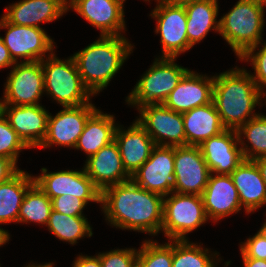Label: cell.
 Segmentation results:
<instances>
[{"label": "cell", "mask_w": 266, "mask_h": 267, "mask_svg": "<svg viewBox=\"0 0 266 267\" xmlns=\"http://www.w3.org/2000/svg\"><path fill=\"white\" fill-rule=\"evenodd\" d=\"M239 136V144L244 160H255L266 157V116L258 114L250 119L237 130ZM246 137L248 143H251V148L244 145L242 138ZM243 146V147H242ZM249 147V148H248Z\"/></svg>", "instance_id": "obj_30"}, {"label": "cell", "mask_w": 266, "mask_h": 267, "mask_svg": "<svg viewBox=\"0 0 266 267\" xmlns=\"http://www.w3.org/2000/svg\"><path fill=\"white\" fill-rule=\"evenodd\" d=\"M237 130L226 129L199 147L211 173L230 175L244 160Z\"/></svg>", "instance_id": "obj_17"}, {"label": "cell", "mask_w": 266, "mask_h": 267, "mask_svg": "<svg viewBox=\"0 0 266 267\" xmlns=\"http://www.w3.org/2000/svg\"><path fill=\"white\" fill-rule=\"evenodd\" d=\"M4 107H5V103H4V100H2L0 101V118L4 115Z\"/></svg>", "instance_id": "obj_49"}, {"label": "cell", "mask_w": 266, "mask_h": 267, "mask_svg": "<svg viewBox=\"0 0 266 267\" xmlns=\"http://www.w3.org/2000/svg\"><path fill=\"white\" fill-rule=\"evenodd\" d=\"M123 0H75L72 8L101 31L100 36H123L125 30Z\"/></svg>", "instance_id": "obj_16"}, {"label": "cell", "mask_w": 266, "mask_h": 267, "mask_svg": "<svg viewBox=\"0 0 266 267\" xmlns=\"http://www.w3.org/2000/svg\"><path fill=\"white\" fill-rule=\"evenodd\" d=\"M213 83L214 76L210 78L189 70L163 104L177 113L209 104L212 102Z\"/></svg>", "instance_id": "obj_20"}, {"label": "cell", "mask_w": 266, "mask_h": 267, "mask_svg": "<svg viewBox=\"0 0 266 267\" xmlns=\"http://www.w3.org/2000/svg\"><path fill=\"white\" fill-rule=\"evenodd\" d=\"M132 47L124 36H101L72 56L84 86L93 96L107 87Z\"/></svg>", "instance_id": "obj_3"}, {"label": "cell", "mask_w": 266, "mask_h": 267, "mask_svg": "<svg viewBox=\"0 0 266 267\" xmlns=\"http://www.w3.org/2000/svg\"><path fill=\"white\" fill-rule=\"evenodd\" d=\"M240 251L248 258L266 260V239L257 232L241 244Z\"/></svg>", "instance_id": "obj_38"}, {"label": "cell", "mask_w": 266, "mask_h": 267, "mask_svg": "<svg viewBox=\"0 0 266 267\" xmlns=\"http://www.w3.org/2000/svg\"><path fill=\"white\" fill-rule=\"evenodd\" d=\"M186 146H200L226 130L213 102L182 113Z\"/></svg>", "instance_id": "obj_25"}, {"label": "cell", "mask_w": 266, "mask_h": 267, "mask_svg": "<svg viewBox=\"0 0 266 267\" xmlns=\"http://www.w3.org/2000/svg\"><path fill=\"white\" fill-rule=\"evenodd\" d=\"M0 28L8 29L2 40L15 62L18 57L26 62L42 61L46 52L53 54L54 42L42 28L11 24L3 17Z\"/></svg>", "instance_id": "obj_13"}, {"label": "cell", "mask_w": 266, "mask_h": 267, "mask_svg": "<svg viewBox=\"0 0 266 267\" xmlns=\"http://www.w3.org/2000/svg\"><path fill=\"white\" fill-rule=\"evenodd\" d=\"M52 210L51 199L34 183L24 195L18 223L37 222L47 225Z\"/></svg>", "instance_id": "obj_31"}, {"label": "cell", "mask_w": 266, "mask_h": 267, "mask_svg": "<svg viewBox=\"0 0 266 267\" xmlns=\"http://www.w3.org/2000/svg\"><path fill=\"white\" fill-rule=\"evenodd\" d=\"M264 13L259 0H239L219 20V34L240 58L249 48L261 44Z\"/></svg>", "instance_id": "obj_4"}, {"label": "cell", "mask_w": 266, "mask_h": 267, "mask_svg": "<svg viewBox=\"0 0 266 267\" xmlns=\"http://www.w3.org/2000/svg\"><path fill=\"white\" fill-rule=\"evenodd\" d=\"M258 44L249 48L239 60H247L252 62V67L255 71V76L251 74L256 86L260 90V100L262 96L265 97L266 93H264L263 88L266 87V43H264L263 47L255 52L257 49ZM255 52V53H254ZM265 86V87H264Z\"/></svg>", "instance_id": "obj_35"}, {"label": "cell", "mask_w": 266, "mask_h": 267, "mask_svg": "<svg viewBox=\"0 0 266 267\" xmlns=\"http://www.w3.org/2000/svg\"><path fill=\"white\" fill-rule=\"evenodd\" d=\"M84 170L102 192L105 188L131 180L125 170L117 143L112 141L96 154L87 157Z\"/></svg>", "instance_id": "obj_18"}, {"label": "cell", "mask_w": 266, "mask_h": 267, "mask_svg": "<svg viewBox=\"0 0 266 267\" xmlns=\"http://www.w3.org/2000/svg\"><path fill=\"white\" fill-rule=\"evenodd\" d=\"M212 102L226 129L238 130L258 114L260 90L245 68H234L214 76ZM247 118V119H246Z\"/></svg>", "instance_id": "obj_2"}, {"label": "cell", "mask_w": 266, "mask_h": 267, "mask_svg": "<svg viewBox=\"0 0 266 267\" xmlns=\"http://www.w3.org/2000/svg\"><path fill=\"white\" fill-rule=\"evenodd\" d=\"M9 239V233L6 230L0 228V246L6 244Z\"/></svg>", "instance_id": "obj_44"}, {"label": "cell", "mask_w": 266, "mask_h": 267, "mask_svg": "<svg viewBox=\"0 0 266 267\" xmlns=\"http://www.w3.org/2000/svg\"><path fill=\"white\" fill-rule=\"evenodd\" d=\"M164 197L150 192L132 179L101 192L106 220L121 229L156 235L162 229Z\"/></svg>", "instance_id": "obj_1"}, {"label": "cell", "mask_w": 266, "mask_h": 267, "mask_svg": "<svg viewBox=\"0 0 266 267\" xmlns=\"http://www.w3.org/2000/svg\"><path fill=\"white\" fill-rule=\"evenodd\" d=\"M258 233L266 239V221L261 227V229L258 231Z\"/></svg>", "instance_id": "obj_46"}, {"label": "cell", "mask_w": 266, "mask_h": 267, "mask_svg": "<svg viewBox=\"0 0 266 267\" xmlns=\"http://www.w3.org/2000/svg\"><path fill=\"white\" fill-rule=\"evenodd\" d=\"M16 62L10 56L8 48L5 46L2 37H0V68L14 66Z\"/></svg>", "instance_id": "obj_41"}, {"label": "cell", "mask_w": 266, "mask_h": 267, "mask_svg": "<svg viewBox=\"0 0 266 267\" xmlns=\"http://www.w3.org/2000/svg\"><path fill=\"white\" fill-rule=\"evenodd\" d=\"M42 175L34 177V183L52 200L55 197L70 194L88 202L101 203V191L93 181L82 171L65 170L47 173L41 168Z\"/></svg>", "instance_id": "obj_12"}, {"label": "cell", "mask_w": 266, "mask_h": 267, "mask_svg": "<svg viewBox=\"0 0 266 267\" xmlns=\"http://www.w3.org/2000/svg\"><path fill=\"white\" fill-rule=\"evenodd\" d=\"M48 230L62 241L74 245L77 240L84 236L92 237V228L85 216H70L51 211L48 223Z\"/></svg>", "instance_id": "obj_29"}, {"label": "cell", "mask_w": 266, "mask_h": 267, "mask_svg": "<svg viewBox=\"0 0 266 267\" xmlns=\"http://www.w3.org/2000/svg\"><path fill=\"white\" fill-rule=\"evenodd\" d=\"M51 201L54 211L70 216H83L82 210L87 205L82 199L70 194H63L53 198Z\"/></svg>", "instance_id": "obj_37"}, {"label": "cell", "mask_w": 266, "mask_h": 267, "mask_svg": "<svg viewBox=\"0 0 266 267\" xmlns=\"http://www.w3.org/2000/svg\"><path fill=\"white\" fill-rule=\"evenodd\" d=\"M25 267H53V263H46V264H44V265H28V266H25Z\"/></svg>", "instance_id": "obj_48"}, {"label": "cell", "mask_w": 266, "mask_h": 267, "mask_svg": "<svg viewBox=\"0 0 266 267\" xmlns=\"http://www.w3.org/2000/svg\"><path fill=\"white\" fill-rule=\"evenodd\" d=\"M244 267H266V260L248 258L241 252Z\"/></svg>", "instance_id": "obj_42"}, {"label": "cell", "mask_w": 266, "mask_h": 267, "mask_svg": "<svg viewBox=\"0 0 266 267\" xmlns=\"http://www.w3.org/2000/svg\"><path fill=\"white\" fill-rule=\"evenodd\" d=\"M230 175L247 214L266 205V184L253 161L243 160Z\"/></svg>", "instance_id": "obj_24"}, {"label": "cell", "mask_w": 266, "mask_h": 267, "mask_svg": "<svg viewBox=\"0 0 266 267\" xmlns=\"http://www.w3.org/2000/svg\"><path fill=\"white\" fill-rule=\"evenodd\" d=\"M116 128L114 116L97 109L86 121L75 149H82L88 157L96 154L114 141Z\"/></svg>", "instance_id": "obj_27"}, {"label": "cell", "mask_w": 266, "mask_h": 267, "mask_svg": "<svg viewBox=\"0 0 266 267\" xmlns=\"http://www.w3.org/2000/svg\"><path fill=\"white\" fill-rule=\"evenodd\" d=\"M210 174L199 146L174 147L173 192L202 195Z\"/></svg>", "instance_id": "obj_10"}, {"label": "cell", "mask_w": 266, "mask_h": 267, "mask_svg": "<svg viewBox=\"0 0 266 267\" xmlns=\"http://www.w3.org/2000/svg\"><path fill=\"white\" fill-rule=\"evenodd\" d=\"M73 267H101L100 256L79 255L73 263Z\"/></svg>", "instance_id": "obj_40"}, {"label": "cell", "mask_w": 266, "mask_h": 267, "mask_svg": "<svg viewBox=\"0 0 266 267\" xmlns=\"http://www.w3.org/2000/svg\"><path fill=\"white\" fill-rule=\"evenodd\" d=\"M253 162L257 165L260 175L266 184V157L255 159Z\"/></svg>", "instance_id": "obj_43"}, {"label": "cell", "mask_w": 266, "mask_h": 267, "mask_svg": "<svg viewBox=\"0 0 266 267\" xmlns=\"http://www.w3.org/2000/svg\"><path fill=\"white\" fill-rule=\"evenodd\" d=\"M33 184L34 177L23 170L0 183V224L18 222L24 195Z\"/></svg>", "instance_id": "obj_28"}, {"label": "cell", "mask_w": 266, "mask_h": 267, "mask_svg": "<svg viewBox=\"0 0 266 267\" xmlns=\"http://www.w3.org/2000/svg\"><path fill=\"white\" fill-rule=\"evenodd\" d=\"M128 130L117 126L114 140L118 145L123 166L132 176L150 157L156 146L146 130L134 121Z\"/></svg>", "instance_id": "obj_22"}, {"label": "cell", "mask_w": 266, "mask_h": 267, "mask_svg": "<svg viewBox=\"0 0 266 267\" xmlns=\"http://www.w3.org/2000/svg\"><path fill=\"white\" fill-rule=\"evenodd\" d=\"M19 170L12 160L0 156V183L9 180Z\"/></svg>", "instance_id": "obj_39"}, {"label": "cell", "mask_w": 266, "mask_h": 267, "mask_svg": "<svg viewBox=\"0 0 266 267\" xmlns=\"http://www.w3.org/2000/svg\"><path fill=\"white\" fill-rule=\"evenodd\" d=\"M201 196L208 219L216 222L242 209L231 175L211 173Z\"/></svg>", "instance_id": "obj_21"}, {"label": "cell", "mask_w": 266, "mask_h": 267, "mask_svg": "<svg viewBox=\"0 0 266 267\" xmlns=\"http://www.w3.org/2000/svg\"><path fill=\"white\" fill-rule=\"evenodd\" d=\"M176 58H155L153 65L136 83L127 96L128 104L137 106L140 110L149 105L163 104L169 94L189 71L188 68L177 65Z\"/></svg>", "instance_id": "obj_6"}, {"label": "cell", "mask_w": 266, "mask_h": 267, "mask_svg": "<svg viewBox=\"0 0 266 267\" xmlns=\"http://www.w3.org/2000/svg\"><path fill=\"white\" fill-rule=\"evenodd\" d=\"M151 16L157 19L156 33L161 35V57L177 58L182 52L193 46L188 42L186 24L187 15L184 5L168 4L157 0Z\"/></svg>", "instance_id": "obj_8"}, {"label": "cell", "mask_w": 266, "mask_h": 267, "mask_svg": "<svg viewBox=\"0 0 266 267\" xmlns=\"http://www.w3.org/2000/svg\"><path fill=\"white\" fill-rule=\"evenodd\" d=\"M2 17L11 24L38 27L39 23L52 22L69 9L59 0H22L6 7Z\"/></svg>", "instance_id": "obj_23"}, {"label": "cell", "mask_w": 266, "mask_h": 267, "mask_svg": "<svg viewBox=\"0 0 266 267\" xmlns=\"http://www.w3.org/2000/svg\"><path fill=\"white\" fill-rule=\"evenodd\" d=\"M259 3H260V7L262 8V10H263V13H265L264 12V8L266 7V0H259ZM265 6V7H264Z\"/></svg>", "instance_id": "obj_50"}, {"label": "cell", "mask_w": 266, "mask_h": 267, "mask_svg": "<svg viewBox=\"0 0 266 267\" xmlns=\"http://www.w3.org/2000/svg\"><path fill=\"white\" fill-rule=\"evenodd\" d=\"M98 255L101 267H135L138 251L133 248L115 249Z\"/></svg>", "instance_id": "obj_36"}, {"label": "cell", "mask_w": 266, "mask_h": 267, "mask_svg": "<svg viewBox=\"0 0 266 267\" xmlns=\"http://www.w3.org/2000/svg\"><path fill=\"white\" fill-rule=\"evenodd\" d=\"M172 267H215L217 263L207 248L186 240H171ZM209 254V255H208ZM212 258V259H211Z\"/></svg>", "instance_id": "obj_32"}, {"label": "cell", "mask_w": 266, "mask_h": 267, "mask_svg": "<svg viewBox=\"0 0 266 267\" xmlns=\"http://www.w3.org/2000/svg\"><path fill=\"white\" fill-rule=\"evenodd\" d=\"M27 148L29 149L3 115L0 118V156L10 159L16 164L21 150Z\"/></svg>", "instance_id": "obj_34"}, {"label": "cell", "mask_w": 266, "mask_h": 267, "mask_svg": "<svg viewBox=\"0 0 266 267\" xmlns=\"http://www.w3.org/2000/svg\"><path fill=\"white\" fill-rule=\"evenodd\" d=\"M171 195L163 199L161 230L169 240H186V234L208 221L203 199L196 194L172 192Z\"/></svg>", "instance_id": "obj_7"}, {"label": "cell", "mask_w": 266, "mask_h": 267, "mask_svg": "<svg viewBox=\"0 0 266 267\" xmlns=\"http://www.w3.org/2000/svg\"><path fill=\"white\" fill-rule=\"evenodd\" d=\"M44 90L63 107H76L91 103L92 94L84 86L73 57L63 61L55 54L41 61Z\"/></svg>", "instance_id": "obj_5"}, {"label": "cell", "mask_w": 266, "mask_h": 267, "mask_svg": "<svg viewBox=\"0 0 266 267\" xmlns=\"http://www.w3.org/2000/svg\"><path fill=\"white\" fill-rule=\"evenodd\" d=\"M140 187L163 197L173 192L174 147L156 145L149 159L131 176Z\"/></svg>", "instance_id": "obj_14"}, {"label": "cell", "mask_w": 266, "mask_h": 267, "mask_svg": "<svg viewBox=\"0 0 266 267\" xmlns=\"http://www.w3.org/2000/svg\"><path fill=\"white\" fill-rule=\"evenodd\" d=\"M20 63V64H19ZM16 62L4 89L5 105H38L44 90V75L41 61Z\"/></svg>", "instance_id": "obj_9"}, {"label": "cell", "mask_w": 266, "mask_h": 267, "mask_svg": "<svg viewBox=\"0 0 266 267\" xmlns=\"http://www.w3.org/2000/svg\"><path fill=\"white\" fill-rule=\"evenodd\" d=\"M10 106V107H9ZM4 116L10 126L29 147H39L47 133L49 113L38 105H5Z\"/></svg>", "instance_id": "obj_19"}, {"label": "cell", "mask_w": 266, "mask_h": 267, "mask_svg": "<svg viewBox=\"0 0 266 267\" xmlns=\"http://www.w3.org/2000/svg\"><path fill=\"white\" fill-rule=\"evenodd\" d=\"M217 0H194L184 5L187 15L186 31L188 42L194 46L212 29L219 32Z\"/></svg>", "instance_id": "obj_26"}, {"label": "cell", "mask_w": 266, "mask_h": 267, "mask_svg": "<svg viewBox=\"0 0 266 267\" xmlns=\"http://www.w3.org/2000/svg\"><path fill=\"white\" fill-rule=\"evenodd\" d=\"M145 240L138 250L135 267H172V242L157 244Z\"/></svg>", "instance_id": "obj_33"}, {"label": "cell", "mask_w": 266, "mask_h": 267, "mask_svg": "<svg viewBox=\"0 0 266 267\" xmlns=\"http://www.w3.org/2000/svg\"><path fill=\"white\" fill-rule=\"evenodd\" d=\"M139 112L137 122L146 130L155 145L186 146L182 113L168 109L164 104L149 105ZM167 139L168 141H165Z\"/></svg>", "instance_id": "obj_11"}, {"label": "cell", "mask_w": 266, "mask_h": 267, "mask_svg": "<svg viewBox=\"0 0 266 267\" xmlns=\"http://www.w3.org/2000/svg\"><path fill=\"white\" fill-rule=\"evenodd\" d=\"M66 8H68L75 0H59Z\"/></svg>", "instance_id": "obj_47"}, {"label": "cell", "mask_w": 266, "mask_h": 267, "mask_svg": "<svg viewBox=\"0 0 266 267\" xmlns=\"http://www.w3.org/2000/svg\"><path fill=\"white\" fill-rule=\"evenodd\" d=\"M161 1L168 3V4L185 5V4L190 3L191 1H194V0H161Z\"/></svg>", "instance_id": "obj_45"}, {"label": "cell", "mask_w": 266, "mask_h": 267, "mask_svg": "<svg viewBox=\"0 0 266 267\" xmlns=\"http://www.w3.org/2000/svg\"><path fill=\"white\" fill-rule=\"evenodd\" d=\"M97 109L92 103L76 107H64L55 116H48L47 133L39 146L47 148L52 144L75 148L88 118Z\"/></svg>", "instance_id": "obj_15"}]
</instances>
